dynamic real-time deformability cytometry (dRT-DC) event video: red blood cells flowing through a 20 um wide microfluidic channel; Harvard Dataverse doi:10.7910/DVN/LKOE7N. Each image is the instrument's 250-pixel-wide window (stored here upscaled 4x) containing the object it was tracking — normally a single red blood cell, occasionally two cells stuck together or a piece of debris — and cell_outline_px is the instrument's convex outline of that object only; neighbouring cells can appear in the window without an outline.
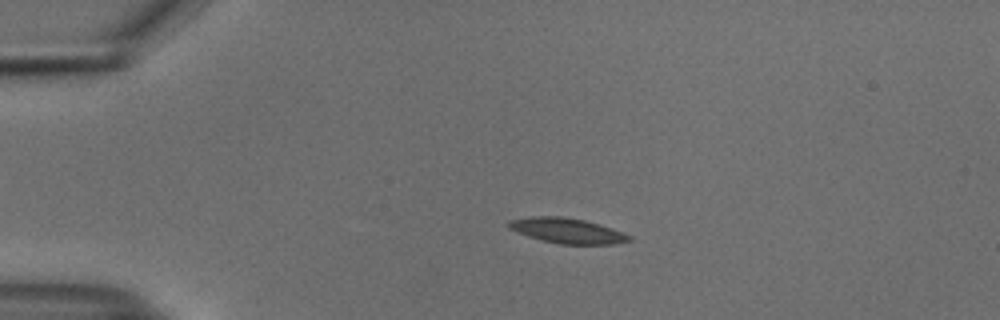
{"species": "common noctule bat (a hibernating species)", "species_latin": "Nyctalus noctula", "temperature_condition": "cold", "stored_images_in_passage": 54, "camera_frame_rate_fps": 3000, "um_per_image_px": 0.085, "animal": {"sex": "male", "body_mass_g": 18.8}, "frame": {"image": 1, "passage_image": 12, "time_ms": 3.667, "image_size_px": [1000, 320], "cell_outline_px": [[632, 240], [616, 244], [560, 244], [528, 236], [516, 232], [508, 228], [508, 220], [532, 216], [560, 216], [584, 220], [600, 224], [612, 228], [632, 236]], "centroid_in_image_um": [48.22, 19.6], "position_along_channel_um": 36.8, "area_um2": 17.69}}
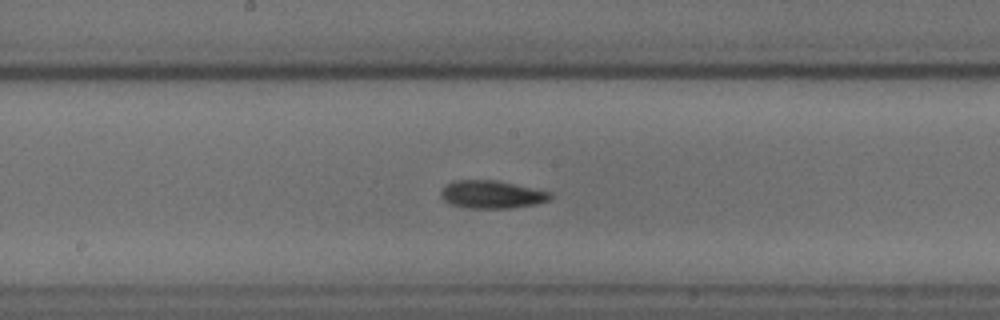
{"frame": {"image": 2, "passage_image": 29, "time_ms": 9.333, "image_size_px": [1000, 320], "cell_outline_px": [[552, 196], [548, 200], [536, 204], [512, 208], [464, 208], [452, 204], [444, 200], [440, 196], [440, 192], [444, 184], [452, 180], [496, 180], [552, 192]], "centroid_in_image_um": [41.76, 16.52], "position_along_channel_um": 206.4, "area_um2": 17.92}}
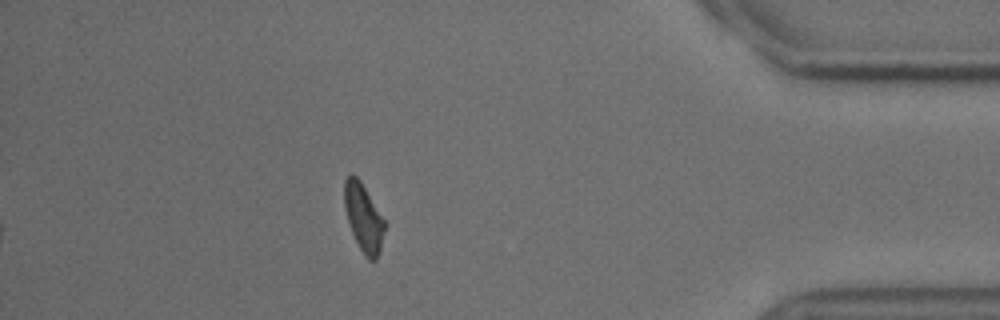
{"frame": {"image": 3, "passage_image": 48, "time_ms": 15.667, "image_size_px": [1000, 320], "cell_outline_px": [[384, 232], [380, 252], [376, 260], [368, 260], [364, 256], [352, 232], [344, 208], [344, 180], [352, 172], [360, 180], [384, 220]], "centroid_in_image_um": [30.89, 18.5], "position_along_channel_um": 404.3, "area_um2": 15.72}, "authors_computed_cell_mechanics": {"area_um2": 17.2244, "velocity_mm_per_s": 3.7288, "shape_relaxation_time_tau1_ms": 2.7754, "shape_relaxation_time_tau2_ms": null, "deformation_change_tau1": 0.0975, "deformation_change_tau2": null}}